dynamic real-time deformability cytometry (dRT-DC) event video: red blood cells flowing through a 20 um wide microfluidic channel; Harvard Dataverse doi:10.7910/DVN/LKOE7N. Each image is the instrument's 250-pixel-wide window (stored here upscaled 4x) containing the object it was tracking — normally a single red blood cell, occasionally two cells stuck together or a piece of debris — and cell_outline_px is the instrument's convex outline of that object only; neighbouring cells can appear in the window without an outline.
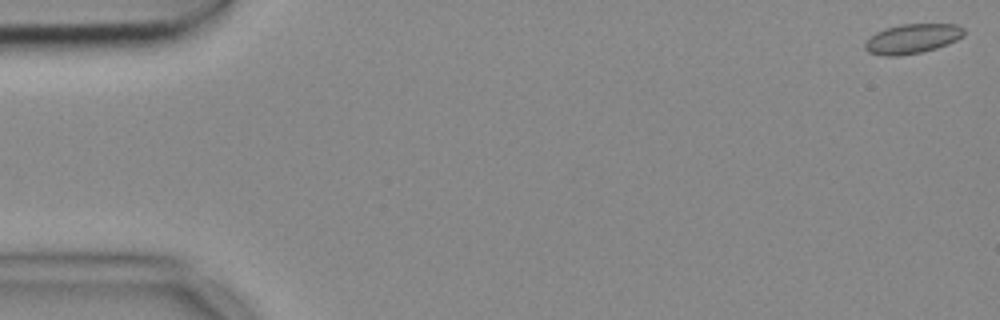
{"species": "common noctule bat (a hibernating species)", "species_latin": "Nyctalus noctula", "temperature_condition": "cold", "stored_images_in_passage": 55, "camera_frame_rate_fps": 3000, "um_per_image_px": 0.085, "animal": {"sex": "female", "body_mass_g": 18.4}, "frame": {"image": 1, "passage_image": 1, "time_ms": 0.0, "image_size_px": [1000, 320], "cell_outline_px": [[964, 36], [948, 44], [936, 48], [920, 52], [896, 56], [880, 56], [868, 52], [864, 48], [864, 44], [876, 32], [884, 28], [900, 24], [956, 24], [964, 28]], "centroid_in_image_um": [77.54, 3.29], "position_along_channel_um": 7.5, "area_um2": 17.11}}
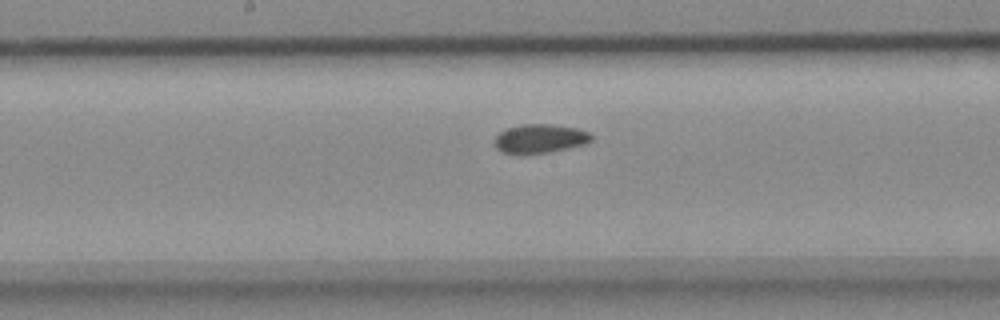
{"frame": {"image": 2, "passage_image": 28, "time_ms": 9.0, "image_size_px": [1000, 320], "cell_outline_px": [[592, 140], [588, 144], [552, 152], [516, 156], [504, 152], [496, 148], [496, 136], [500, 132], [508, 128], [520, 124], [552, 124], [580, 128], [588, 132], [592, 136]], "centroid_in_image_um": [45.93, 11.8], "position_along_channel_um": 202.3, "area_um2": 16.82}}
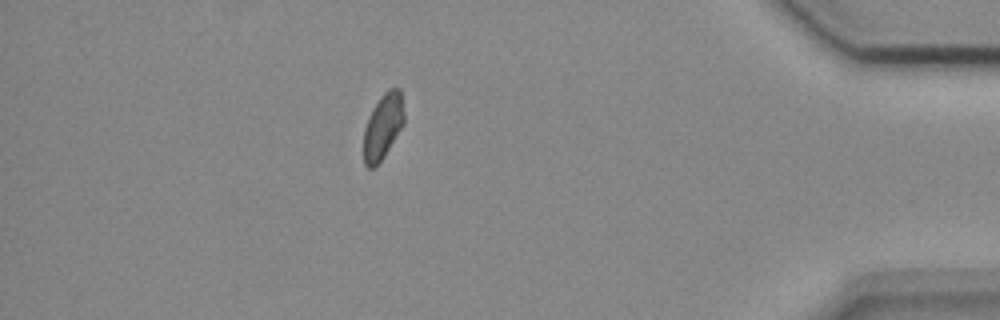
{"frame": {"image": 3, "passage_image": 48, "time_ms": 15.667, "image_size_px": [1000, 320], "cell_outline_px": [[404, 124], [384, 156], [372, 168], [368, 168], [364, 164], [364, 128], [368, 116], [380, 96], [388, 88], [400, 88], [404, 112]], "centroid_in_image_um": [32.55, 10.71], "position_along_channel_um": 402.6, "area_um2": 15.37}, "authors_computed_cell_mechanics": {"area_um2": 16.3574, "velocity_mm_per_s": 3.6801, "shape_relaxation_time_tau1_ms": null, "shape_relaxation_time_tau2_ms": 7.6427, "deformation_change_tau1": null, "deformation_change_tau2": 0.0973}}